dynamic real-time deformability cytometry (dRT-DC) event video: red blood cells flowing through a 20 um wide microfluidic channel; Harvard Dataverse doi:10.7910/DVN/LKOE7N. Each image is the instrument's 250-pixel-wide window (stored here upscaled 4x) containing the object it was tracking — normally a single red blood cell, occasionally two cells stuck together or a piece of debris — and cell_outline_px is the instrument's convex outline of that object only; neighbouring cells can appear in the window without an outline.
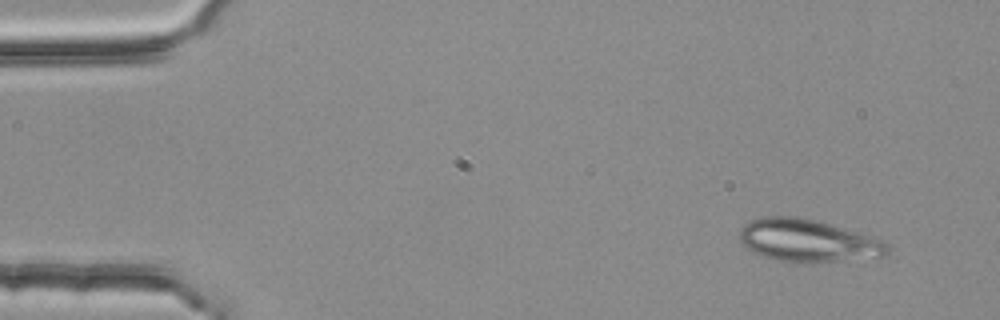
{"species": "common noctule bat (a hibernating species)", "species_latin": "Nyctalus noctula", "temperature_condition": "room temperature", "stored_images_in_passage": 6, "camera_frame_rate_fps": 3000, "um_per_image_px": 0.085, "animal": {"sex": "female", "body_mass_g": 25.1}, "frame": {"image": 1, "passage_image": 1, "time_ms": 0.0, "image_size_px": [1000, 320], "cell_outline_px": [[888, 252], [884, 256], [812, 264], [800, 264], [776, 260], [760, 256], [752, 252], [740, 240], [740, 228], [744, 224], [752, 220], [764, 216], [796, 216], [828, 224], [884, 240], [888, 244]], "centroid_in_image_um": [68.64, 20.49], "position_along_channel_um": 16.4, "area_um2": 36.82}}
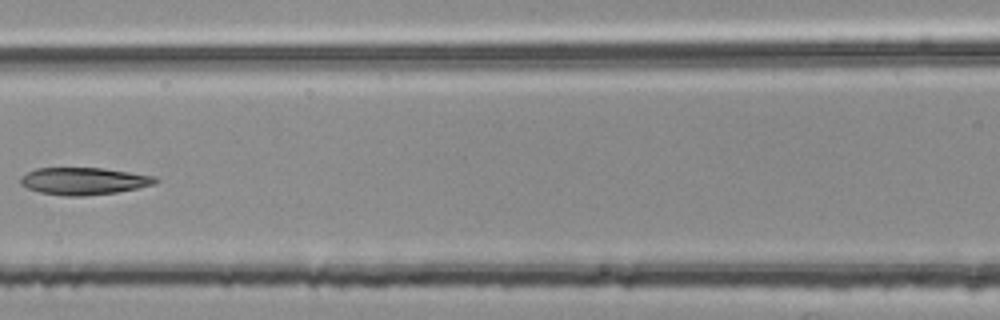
{"frame": {"image": 2, "passage_image": 5, "time_ms": 1.333, "image_size_px": [1000, 320], "cell_outline_px": [[160, 180], [156, 184], [116, 192], [84, 196], [64, 196], [40, 192], [28, 188], [20, 184], [20, 176], [36, 168], [104, 168], [156, 176]], "centroid_in_image_um": [7.14, 15.39], "position_along_channel_um": 159.5, "area_um2": 21.44}}
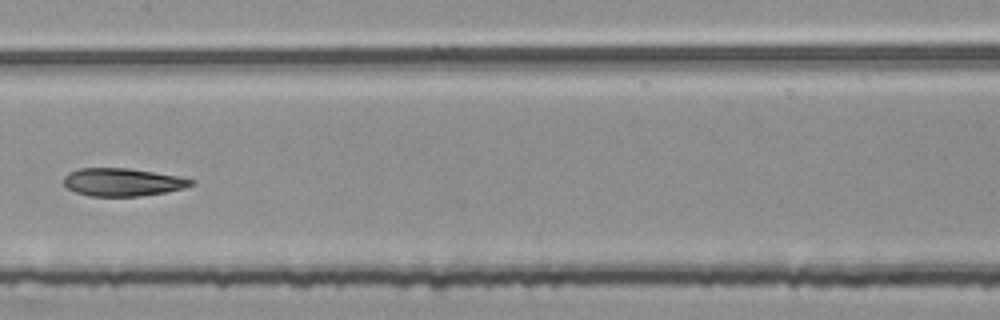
{"frame": {"image": 3, "passage_image": 6, "time_ms": 1.667, "image_size_px": [1000, 320], "cell_outline_px": [[196, 184], [184, 188], [164, 192], [140, 196], [88, 196], [76, 192], [68, 188], [64, 184], [64, 176], [68, 172], [80, 168], [128, 168], [176, 176], [196, 180]], "centroid_in_image_um": [10.41, 15.48], "position_along_channel_um": 197.0, "area_um2": 20.63}}